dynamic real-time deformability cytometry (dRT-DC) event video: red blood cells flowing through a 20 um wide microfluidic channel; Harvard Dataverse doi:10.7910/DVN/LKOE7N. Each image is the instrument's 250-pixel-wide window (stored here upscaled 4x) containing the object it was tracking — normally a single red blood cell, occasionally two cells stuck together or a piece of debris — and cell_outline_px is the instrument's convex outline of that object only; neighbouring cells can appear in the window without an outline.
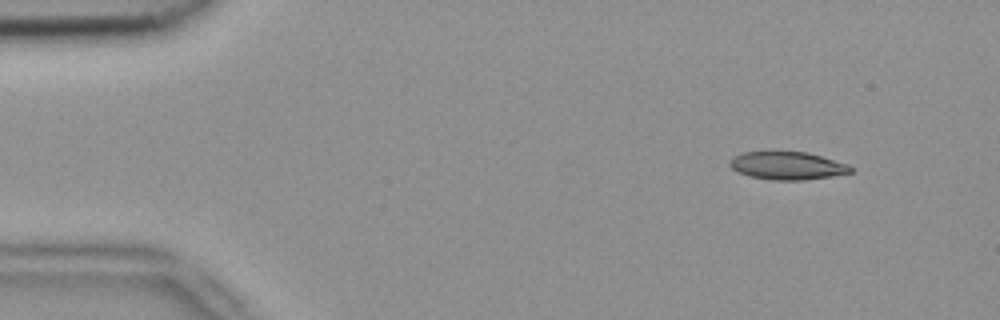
{"species": "common noctule bat (a hibernating species)", "species_latin": "Nyctalus noctula", "temperature_condition": "room temperature", "stored_images_in_passage": 9, "camera_frame_rate_fps": 3000, "um_per_image_px": 0.085, "animal": {"sex": "female", "body_mass_g": 18.4}, "frame": {"image": 1, "passage_image": 2, "time_ms": 0.333, "image_size_px": [1000, 320], "cell_outline_px": [[856, 168], [852, 172], [832, 176], [804, 180], [772, 180], [748, 176], [732, 168], [728, 164], [728, 160], [732, 156], [744, 152], [808, 152], [848, 164]], "centroid_in_image_um": [66.93, 14.08], "position_along_channel_um": 18.1, "area_um2": 19.77}}
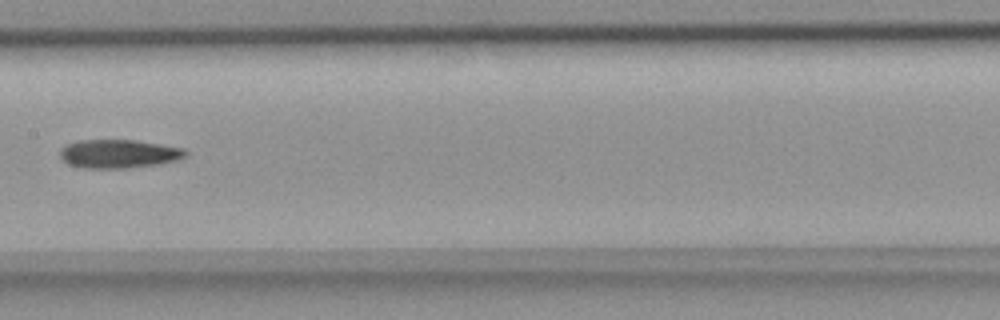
{"frame": {"image": 2, "passage_image": 8, "time_ms": 2.333, "image_size_px": [1000, 320], "cell_outline_px": [[188, 156], [176, 160], [160, 164], [128, 168], [84, 168], [68, 164], [60, 156], [60, 148], [68, 144], [80, 140], [136, 140], [184, 148], [188, 152]], "centroid_in_image_um": [10.12, 13.07], "position_along_channel_um": 197.3, "area_um2": 20.98}}
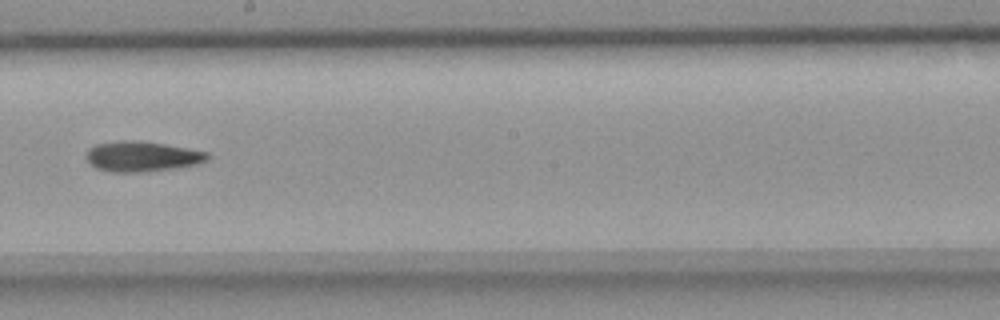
{"frame": {"image": 3, "passage_image": 9, "time_ms": 2.667, "image_size_px": [1000, 320], "cell_outline_px": [[212, 156], [208, 160], [200, 164], [180, 168], [144, 172], [108, 172], [96, 168], [84, 156], [88, 148], [96, 144], [116, 140], [140, 140], [188, 148], [208, 152]], "centroid_in_image_um": [12.1, 13.3], "position_along_channel_um": 236.1, "area_um2": 21.96}}